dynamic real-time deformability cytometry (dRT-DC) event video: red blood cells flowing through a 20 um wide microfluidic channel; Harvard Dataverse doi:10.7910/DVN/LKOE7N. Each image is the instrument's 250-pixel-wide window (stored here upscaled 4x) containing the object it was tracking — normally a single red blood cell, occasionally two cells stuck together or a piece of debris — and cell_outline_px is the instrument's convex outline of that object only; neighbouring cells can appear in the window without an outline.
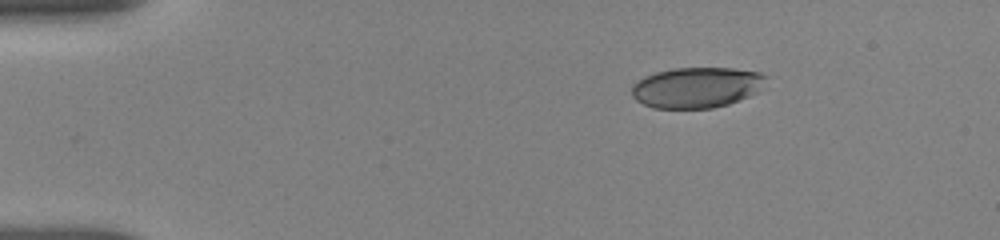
{"species": "human", "species_latin": "Homo sapiens", "temperature_condition": "room temperature", "stored_images_in_passage": 7, "camera_frame_rate_fps": 3000, "um_per_image_px": 0.085, "donor": {"sex": "female"}, "frame": {"image": 1, "passage_image": 1, "time_ms": 0.0, "image_size_px": [1000, 240], "cell_outline_px": [[768, 76], [760, 92], [728, 104], [712, 108], [652, 108], [636, 100], [632, 96], [632, 84], [644, 76], [656, 72], [672, 68], [732, 68], [760, 72]], "centroid_in_image_um": [59.24, 7.43], "position_along_channel_um": 25.8, "area_um2": 32.08}}
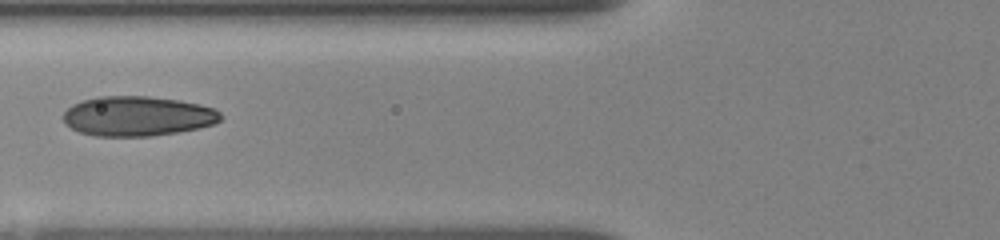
{"frame": {"image": 2, "passage_image": 6, "time_ms": 4.333, "image_size_px": [1000, 240], "cell_outline_px": [[224, 116], [220, 120], [212, 124], [196, 128], [176, 132], [152, 136], [96, 136], [80, 132], [64, 124], [64, 112], [72, 104], [96, 96], [148, 96], [180, 100], [200, 104], [216, 108]], "centroid_in_image_um": [11.7, 9.86], "position_along_channel_um": 114.1, "area_um2": 36.59}}
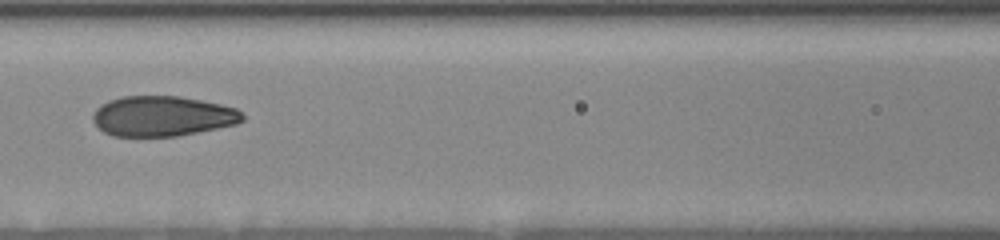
{"frame": {"image": 3, "passage_image": 7, "time_ms": 5.333, "image_size_px": [1000, 240], "cell_outline_px": [[244, 120], [236, 124], [176, 136], [112, 136], [104, 132], [92, 120], [92, 116], [96, 108], [100, 104], [108, 100], [124, 96], [180, 96], [220, 104], [236, 108], [244, 116]], "centroid_in_image_um": [13.78, 9.86], "position_along_channel_um": 152.8, "area_um2": 34.97}}